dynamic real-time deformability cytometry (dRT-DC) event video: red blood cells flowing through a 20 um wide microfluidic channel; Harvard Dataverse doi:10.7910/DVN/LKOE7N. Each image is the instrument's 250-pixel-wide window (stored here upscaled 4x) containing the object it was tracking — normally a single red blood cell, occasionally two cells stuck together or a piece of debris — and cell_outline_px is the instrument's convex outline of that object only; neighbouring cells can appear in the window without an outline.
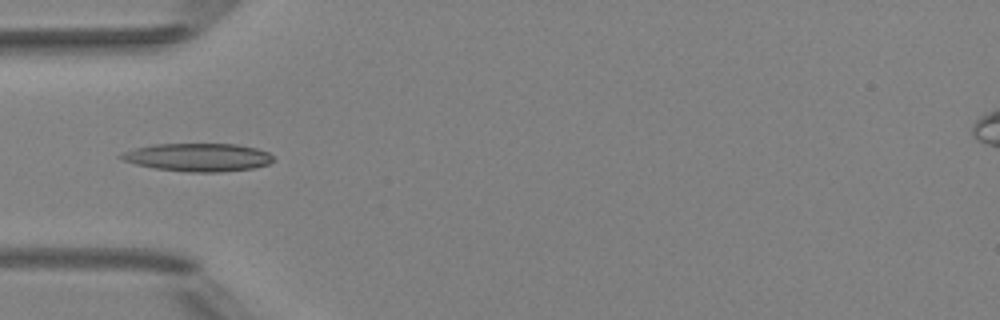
{"species": "Egyptian fruit bat (a non-hibernating species)", "species_latin": "Rousettus aegyptiacus", "temperature_condition": "room temperature", "stored_images_in_passage": 5, "camera_frame_rate_fps": 3000, "um_per_image_px": 0.085, "animal": {"sex": "female"}, "frame": {"image": 1, "passage_image": 4, "time_ms": 4.333, "image_size_px": [1000, 320], "cell_outline_px": [[276, 160], [268, 164], [252, 168], [220, 172], [188, 172], [156, 168], [136, 164], [124, 160], [116, 156], [124, 152], [136, 148], [152, 144], [236, 144], [256, 148], [268, 152]], "centroid_in_image_um": [16.85, 13.37], "position_along_channel_um": 68.2, "area_um2": 24.8}}
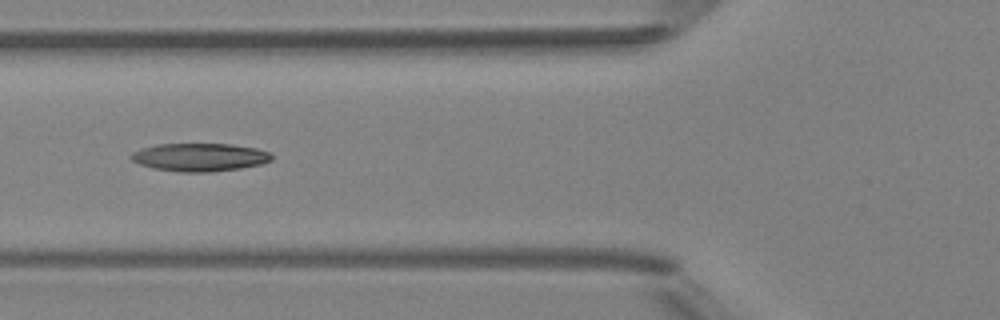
{"frame": {"image": 2, "passage_image": 5, "time_ms": 5.333, "image_size_px": [1000, 320], "cell_outline_px": [[272, 160], [260, 164], [240, 168], [212, 172], [180, 172], [152, 168], [140, 164], [132, 160], [128, 156], [132, 152], [144, 148], [160, 144], [232, 144], [256, 148], [268, 152], [272, 156]], "centroid_in_image_um": [16.96, 13.37], "position_along_channel_um": 108.8, "area_um2": 22.89}}